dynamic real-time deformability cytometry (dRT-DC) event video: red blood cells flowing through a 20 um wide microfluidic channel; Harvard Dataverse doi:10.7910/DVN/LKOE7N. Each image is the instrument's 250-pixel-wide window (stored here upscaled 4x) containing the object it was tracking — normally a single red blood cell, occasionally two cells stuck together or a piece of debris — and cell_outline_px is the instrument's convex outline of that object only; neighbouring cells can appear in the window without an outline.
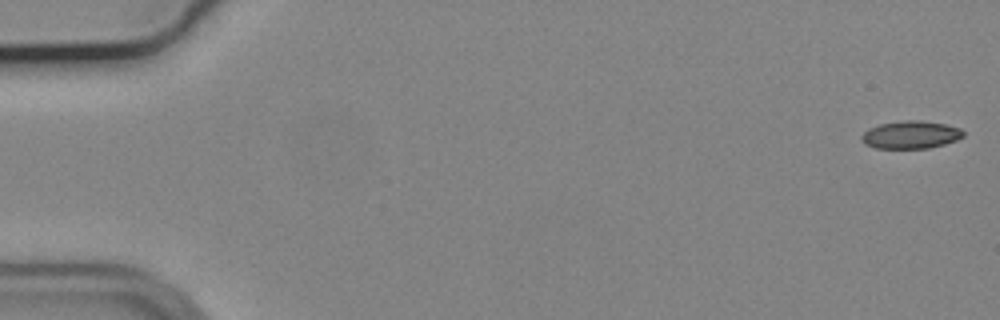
{"species": "common noctule bat (a hibernating species)", "species_latin": "Nyctalus noctula", "temperature_condition": "cold", "stored_images_in_passage": 55, "camera_frame_rate_fps": 3000, "um_per_image_px": 0.085, "animal": {"sex": "male", "body_mass_g": 19.2, "forearm_length_mm": 51.8}, "frame": {"image": 1, "passage_image": 1, "time_ms": 0.0, "image_size_px": [1000, 320], "cell_outline_px": [[964, 136], [956, 140], [944, 144], [928, 148], [876, 148], [864, 144], [860, 140], [860, 136], [868, 128], [880, 124], [904, 120], [920, 120], [944, 124], [960, 128], [964, 132]], "centroid_in_image_um": [77.38, 11.45], "position_along_channel_um": 7.6, "area_um2": 16.47}}
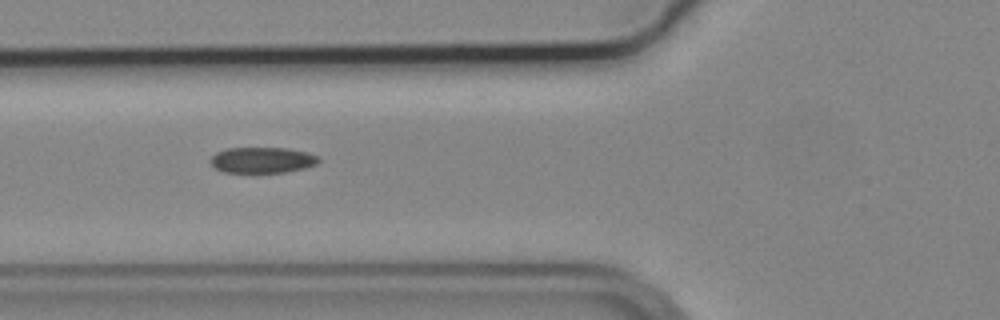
{"frame": {"image": 2, "passage_image": 21, "time_ms": 6.667, "image_size_px": [1000, 320], "cell_outline_px": [[320, 160], [316, 164], [304, 168], [284, 172], [224, 172], [216, 168], [212, 164], [212, 156], [216, 152], [228, 148], [288, 148], [308, 152], [316, 156]], "centroid_in_image_um": [22.31, 13.6], "position_along_channel_um": 103.5, "area_um2": 16.07}}
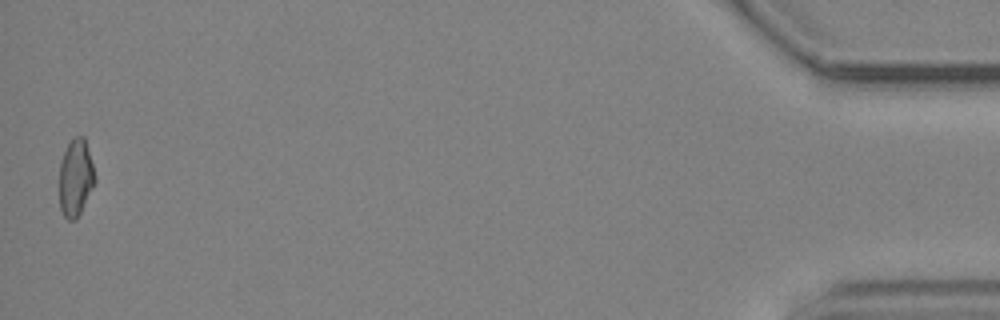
{"frame": {"image": 3, "passage_image": 55, "time_ms": 18.0, "image_size_px": [1000, 320], "cell_outline_px": [[96, 180], [76, 220], [68, 220], [64, 216], [60, 208], [60, 160], [68, 144], [76, 136], [84, 136], [96, 176]], "centroid_in_image_um": [6.43, 15.11], "position_along_channel_um": 428.8, "area_um2": 15.78}, "authors_computed_cell_mechanics": {"area_um2": 16.5886, "velocity_mm_per_s": 3.7087, "shape_relaxation_time_tau1_ms": null, "shape_relaxation_time_tau2_ms": 6.3984, "deformation_change_tau1": null, "deformation_change_tau2": 0.1085}}